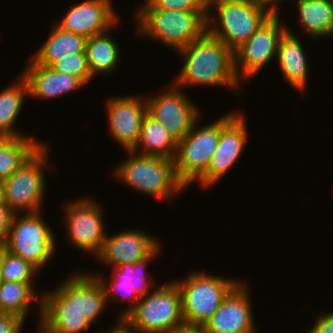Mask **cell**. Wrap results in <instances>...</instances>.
<instances>
[{"label":"cell","mask_w":333,"mask_h":333,"mask_svg":"<svg viewBox=\"0 0 333 333\" xmlns=\"http://www.w3.org/2000/svg\"><path fill=\"white\" fill-rule=\"evenodd\" d=\"M42 145L26 136L15 137L7 146L0 149V181L8 179Z\"/></svg>","instance_id":"obj_29"},{"label":"cell","mask_w":333,"mask_h":333,"mask_svg":"<svg viewBox=\"0 0 333 333\" xmlns=\"http://www.w3.org/2000/svg\"><path fill=\"white\" fill-rule=\"evenodd\" d=\"M57 287L54 291L91 324L103 315L108 303L105 289L95 275L76 272Z\"/></svg>","instance_id":"obj_16"},{"label":"cell","mask_w":333,"mask_h":333,"mask_svg":"<svg viewBox=\"0 0 333 333\" xmlns=\"http://www.w3.org/2000/svg\"><path fill=\"white\" fill-rule=\"evenodd\" d=\"M48 147L42 144L25 163L4 181L6 205L15 214L41 212L45 193ZM47 163V164H46ZM17 210V211H16Z\"/></svg>","instance_id":"obj_9"},{"label":"cell","mask_w":333,"mask_h":333,"mask_svg":"<svg viewBox=\"0 0 333 333\" xmlns=\"http://www.w3.org/2000/svg\"><path fill=\"white\" fill-rule=\"evenodd\" d=\"M50 68L56 72L66 73L79 78L84 84L92 80L85 52L71 54L54 62Z\"/></svg>","instance_id":"obj_31"},{"label":"cell","mask_w":333,"mask_h":333,"mask_svg":"<svg viewBox=\"0 0 333 333\" xmlns=\"http://www.w3.org/2000/svg\"><path fill=\"white\" fill-rule=\"evenodd\" d=\"M295 6L310 37L333 35V0H298Z\"/></svg>","instance_id":"obj_25"},{"label":"cell","mask_w":333,"mask_h":333,"mask_svg":"<svg viewBox=\"0 0 333 333\" xmlns=\"http://www.w3.org/2000/svg\"><path fill=\"white\" fill-rule=\"evenodd\" d=\"M2 263H1V248H0V285H1V283L3 282L2 281Z\"/></svg>","instance_id":"obj_41"},{"label":"cell","mask_w":333,"mask_h":333,"mask_svg":"<svg viewBox=\"0 0 333 333\" xmlns=\"http://www.w3.org/2000/svg\"><path fill=\"white\" fill-rule=\"evenodd\" d=\"M166 91L150 98L146 97L147 113L159 121L179 142L188 135L193 125L199 122L200 111L173 83Z\"/></svg>","instance_id":"obj_12"},{"label":"cell","mask_w":333,"mask_h":333,"mask_svg":"<svg viewBox=\"0 0 333 333\" xmlns=\"http://www.w3.org/2000/svg\"><path fill=\"white\" fill-rule=\"evenodd\" d=\"M137 11L138 34L160 40L177 52L207 31L208 11L153 9L146 1Z\"/></svg>","instance_id":"obj_2"},{"label":"cell","mask_w":333,"mask_h":333,"mask_svg":"<svg viewBox=\"0 0 333 333\" xmlns=\"http://www.w3.org/2000/svg\"><path fill=\"white\" fill-rule=\"evenodd\" d=\"M17 81L0 92V130L7 131L15 137H22L25 136L23 132H17L12 127L22 109L25 97L29 95V88L22 75L18 77Z\"/></svg>","instance_id":"obj_28"},{"label":"cell","mask_w":333,"mask_h":333,"mask_svg":"<svg viewBox=\"0 0 333 333\" xmlns=\"http://www.w3.org/2000/svg\"><path fill=\"white\" fill-rule=\"evenodd\" d=\"M14 138L15 136L12 135L11 133L4 130H0V149L7 146Z\"/></svg>","instance_id":"obj_38"},{"label":"cell","mask_w":333,"mask_h":333,"mask_svg":"<svg viewBox=\"0 0 333 333\" xmlns=\"http://www.w3.org/2000/svg\"><path fill=\"white\" fill-rule=\"evenodd\" d=\"M37 297L39 299H37ZM41 297L35 295L34 283L6 282L0 285V313H10L25 320L32 302L39 300V321L41 319ZM27 314V315H26Z\"/></svg>","instance_id":"obj_27"},{"label":"cell","mask_w":333,"mask_h":333,"mask_svg":"<svg viewBox=\"0 0 333 333\" xmlns=\"http://www.w3.org/2000/svg\"><path fill=\"white\" fill-rule=\"evenodd\" d=\"M40 213H26L19 215L20 218L16 213L13 214L8 237L3 247L11 254L29 262L38 271L46 266V262L56 251L53 229L50 230Z\"/></svg>","instance_id":"obj_8"},{"label":"cell","mask_w":333,"mask_h":333,"mask_svg":"<svg viewBox=\"0 0 333 333\" xmlns=\"http://www.w3.org/2000/svg\"><path fill=\"white\" fill-rule=\"evenodd\" d=\"M179 53L184 63L178 77L171 82L178 88L223 85L232 90L239 89L241 82L235 73L234 52L207 31Z\"/></svg>","instance_id":"obj_1"},{"label":"cell","mask_w":333,"mask_h":333,"mask_svg":"<svg viewBox=\"0 0 333 333\" xmlns=\"http://www.w3.org/2000/svg\"><path fill=\"white\" fill-rule=\"evenodd\" d=\"M159 250H161L160 246L148 258L139 262L128 263L111 268L113 269V276L111 277L112 280L110 282H106L105 279H103L104 277L98 275V273L97 275L93 274L99 279L105 289L107 303L111 295L112 297L114 295H116V297L121 295L127 302L129 300L130 303L134 302V304L130 305L127 310L124 309L120 318H124L136 306L141 297L150 293L151 286L154 287L153 283L151 284L146 278L147 274L145 273V269L148 266L149 261L153 260L159 253H161Z\"/></svg>","instance_id":"obj_17"},{"label":"cell","mask_w":333,"mask_h":333,"mask_svg":"<svg viewBox=\"0 0 333 333\" xmlns=\"http://www.w3.org/2000/svg\"><path fill=\"white\" fill-rule=\"evenodd\" d=\"M24 319L10 313H0V333H20Z\"/></svg>","instance_id":"obj_33"},{"label":"cell","mask_w":333,"mask_h":333,"mask_svg":"<svg viewBox=\"0 0 333 333\" xmlns=\"http://www.w3.org/2000/svg\"><path fill=\"white\" fill-rule=\"evenodd\" d=\"M21 75L28 83L30 97L40 99L56 98L85 85L79 78L53 71L50 67L42 66L33 59Z\"/></svg>","instance_id":"obj_21"},{"label":"cell","mask_w":333,"mask_h":333,"mask_svg":"<svg viewBox=\"0 0 333 333\" xmlns=\"http://www.w3.org/2000/svg\"><path fill=\"white\" fill-rule=\"evenodd\" d=\"M142 100V101H141ZM109 132L125 151L138 144L142 122L147 114L146 98L137 96L111 97L106 104Z\"/></svg>","instance_id":"obj_14"},{"label":"cell","mask_w":333,"mask_h":333,"mask_svg":"<svg viewBox=\"0 0 333 333\" xmlns=\"http://www.w3.org/2000/svg\"><path fill=\"white\" fill-rule=\"evenodd\" d=\"M41 333H81L92 325L76 309L68 305L54 290L41 295Z\"/></svg>","instance_id":"obj_20"},{"label":"cell","mask_w":333,"mask_h":333,"mask_svg":"<svg viewBox=\"0 0 333 333\" xmlns=\"http://www.w3.org/2000/svg\"><path fill=\"white\" fill-rule=\"evenodd\" d=\"M153 9L167 11H208V0H146Z\"/></svg>","instance_id":"obj_32"},{"label":"cell","mask_w":333,"mask_h":333,"mask_svg":"<svg viewBox=\"0 0 333 333\" xmlns=\"http://www.w3.org/2000/svg\"><path fill=\"white\" fill-rule=\"evenodd\" d=\"M111 0H85L73 6L62 21L55 24L62 30L88 39L109 31L118 22Z\"/></svg>","instance_id":"obj_18"},{"label":"cell","mask_w":333,"mask_h":333,"mask_svg":"<svg viewBox=\"0 0 333 333\" xmlns=\"http://www.w3.org/2000/svg\"><path fill=\"white\" fill-rule=\"evenodd\" d=\"M12 216L7 205H0V248L5 246Z\"/></svg>","instance_id":"obj_34"},{"label":"cell","mask_w":333,"mask_h":333,"mask_svg":"<svg viewBox=\"0 0 333 333\" xmlns=\"http://www.w3.org/2000/svg\"><path fill=\"white\" fill-rule=\"evenodd\" d=\"M260 6L265 9L271 16H277L279 15V10L277 7V2H280L282 0H256ZM284 1V0H283ZM287 1V0H286ZM295 3L298 0H294ZM269 4V5H268ZM278 10V11H277Z\"/></svg>","instance_id":"obj_37"},{"label":"cell","mask_w":333,"mask_h":333,"mask_svg":"<svg viewBox=\"0 0 333 333\" xmlns=\"http://www.w3.org/2000/svg\"><path fill=\"white\" fill-rule=\"evenodd\" d=\"M184 281H174L181 294L182 316L186 329H202L223 300L241 282L223 276L196 272Z\"/></svg>","instance_id":"obj_3"},{"label":"cell","mask_w":333,"mask_h":333,"mask_svg":"<svg viewBox=\"0 0 333 333\" xmlns=\"http://www.w3.org/2000/svg\"><path fill=\"white\" fill-rule=\"evenodd\" d=\"M211 7L217 9L218 18L211 15ZM208 8L207 32L233 52L270 16L256 0H208Z\"/></svg>","instance_id":"obj_6"},{"label":"cell","mask_w":333,"mask_h":333,"mask_svg":"<svg viewBox=\"0 0 333 333\" xmlns=\"http://www.w3.org/2000/svg\"><path fill=\"white\" fill-rule=\"evenodd\" d=\"M141 297L124 319L138 333H175L186 329L181 294L172 281Z\"/></svg>","instance_id":"obj_5"},{"label":"cell","mask_w":333,"mask_h":333,"mask_svg":"<svg viewBox=\"0 0 333 333\" xmlns=\"http://www.w3.org/2000/svg\"><path fill=\"white\" fill-rule=\"evenodd\" d=\"M0 205H6L5 185L3 181H0Z\"/></svg>","instance_id":"obj_39"},{"label":"cell","mask_w":333,"mask_h":333,"mask_svg":"<svg viewBox=\"0 0 333 333\" xmlns=\"http://www.w3.org/2000/svg\"><path fill=\"white\" fill-rule=\"evenodd\" d=\"M160 245L156 237L149 233L131 229L112 236L106 235L97 257L113 268L148 258Z\"/></svg>","instance_id":"obj_19"},{"label":"cell","mask_w":333,"mask_h":333,"mask_svg":"<svg viewBox=\"0 0 333 333\" xmlns=\"http://www.w3.org/2000/svg\"><path fill=\"white\" fill-rule=\"evenodd\" d=\"M52 26L46 43L40 47L32 58L36 63L50 67L63 57L85 52L86 38L62 30L55 23Z\"/></svg>","instance_id":"obj_23"},{"label":"cell","mask_w":333,"mask_h":333,"mask_svg":"<svg viewBox=\"0 0 333 333\" xmlns=\"http://www.w3.org/2000/svg\"><path fill=\"white\" fill-rule=\"evenodd\" d=\"M235 113H227L201 128H196L195 123L188 135L178 142L174 166L178 180L186 188L206 173L219 144L220 129Z\"/></svg>","instance_id":"obj_7"},{"label":"cell","mask_w":333,"mask_h":333,"mask_svg":"<svg viewBox=\"0 0 333 333\" xmlns=\"http://www.w3.org/2000/svg\"><path fill=\"white\" fill-rule=\"evenodd\" d=\"M298 38L291 29H287L279 41L276 56L287 83L289 82L294 89L303 92L307 85L309 72L304 48Z\"/></svg>","instance_id":"obj_22"},{"label":"cell","mask_w":333,"mask_h":333,"mask_svg":"<svg viewBox=\"0 0 333 333\" xmlns=\"http://www.w3.org/2000/svg\"><path fill=\"white\" fill-rule=\"evenodd\" d=\"M109 32L94 35L86 40L85 55L93 78L97 73L110 74L118 65L120 48Z\"/></svg>","instance_id":"obj_26"},{"label":"cell","mask_w":333,"mask_h":333,"mask_svg":"<svg viewBox=\"0 0 333 333\" xmlns=\"http://www.w3.org/2000/svg\"><path fill=\"white\" fill-rule=\"evenodd\" d=\"M117 326L113 329L98 332V333H138L124 318H119Z\"/></svg>","instance_id":"obj_36"},{"label":"cell","mask_w":333,"mask_h":333,"mask_svg":"<svg viewBox=\"0 0 333 333\" xmlns=\"http://www.w3.org/2000/svg\"><path fill=\"white\" fill-rule=\"evenodd\" d=\"M126 153L131 156L114 169L121 182L163 200H170L176 192L186 189L178 180L173 159L137 154L134 150Z\"/></svg>","instance_id":"obj_4"},{"label":"cell","mask_w":333,"mask_h":333,"mask_svg":"<svg viewBox=\"0 0 333 333\" xmlns=\"http://www.w3.org/2000/svg\"><path fill=\"white\" fill-rule=\"evenodd\" d=\"M175 333H204V332L200 329H185Z\"/></svg>","instance_id":"obj_40"},{"label":"cell","mask_w":333,"mask_h":333,"mask_svg":"<svg viewBox=\"0 0 333 333\" xmlns=\"http://www.w3.org/2000/svg\"><path fill=\"white\" fill-rule=\"evenodd\" d=\"M307 333H333V312L322 313L317 317L313 328Z\"/></svg>","instance_id":"obj_35"},{"label":"cell","mask_w":333,"mask_h":333,"mask_svg":"<svg viewBox=\"0 0 333 333\" xmlns=\"http://www.w3.org/2000/svg\"><path fill=\"white\" fill-rule=\"evenodd\" d=\"M247 138L245 118L236 112L221 127L217 150L211 158L206 173L197 182L203 188H208L223 179L239 159Z\"/></svg>","instance_id":"obj_13"},{"label":"cell","mask_w":333,"mask_h":333,"mask_svg":"<svg viewBox=\"0 0 333 333\" xmlns=\"http://www.w3.org/2000/svg\"><path fill=\"white\" fill-rule=\"evenodd\" d=\"M247 284L240 282L201 329L204 333H258Z\"/></svg>","instance_id":"obj_15"},{"label":"cell","mask_w":333,"mask_h":333,"mask_svg":"<svg viewBox=\"0 0 333 333\" xmlns=\"http://www.w3.org/2000/svg\"><path fill=\"white\" fill-rule=\"evenodd\" d=\"M279 17L270 15L256 32L234 51V67L239 81H248V78L259 73L277 55L279 41L287 31V27L283 23L281 25Z\"/></svg>","instance_id":"obj_10"},{"label":"cell","mask_w":333,"mask_h":333,"mask_svg":"<svg viewBox=\"0 0 333 333\" xmlns=\"http://www.w3.org/2000/svg\"><path fill=\"white\" fill-rule=\"evenodd\" d=\"M67 205L64 220L72 245L80 250L93 252L97 257L106 238L101 205L87 197Z\"/></svg>","instance_id":"obj_11"},{"label":"cell","mask_w":333,"mask_h":333,"mask_svg":"<svg viewBox=\"0 0 333 333\" xmlns=\"http://www.w3.org/2000/svg\"><path fill=\"white\" fill-rule=\"evenodd\" d=\"M177 144L178 142L165 127L147 113L143 119L140 137L134 151L137 152L141 147L143 153L140 154L174 160Z\"/></svg>","instance_id":"obj_24"},{"label":"cell","mask_w":333,"mask_h":333,"mask_svg":"<svg viewBox=\"0 0 333 333\" xmlns=\"http://www.w3.org/2000/svg\"><path fill=\"white\" fill-rule=\"evenodd\" d=\"M2 263V281L35 283L33 281L34 274L38 270L19 256L13 255L4 248H1Z\"/></svg>","instance_id":"obj_30"}]
</instances>
